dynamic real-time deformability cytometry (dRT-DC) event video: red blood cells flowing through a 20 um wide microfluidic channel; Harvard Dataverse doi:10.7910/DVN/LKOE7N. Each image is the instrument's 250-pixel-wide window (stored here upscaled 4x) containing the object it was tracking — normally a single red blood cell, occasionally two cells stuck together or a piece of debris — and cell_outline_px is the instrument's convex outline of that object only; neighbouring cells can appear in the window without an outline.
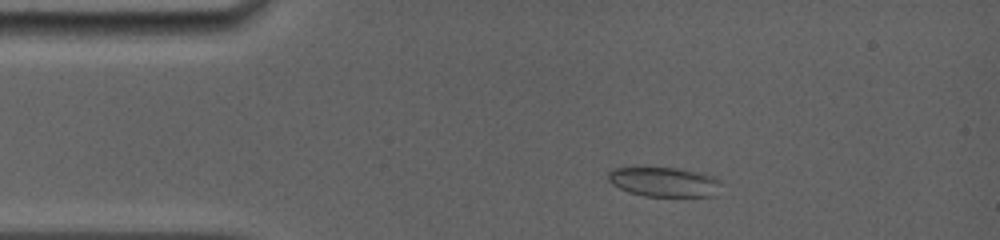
{"species": "common noctule bat (a hibernating species)", "species_latin": "Nyctalus noctula", "temperature_condition": "room temperature", "stored_images_in_passage": 40, "camera_frame_rate_fps": 5000, "um_per_image_px": 0.085, "animal": {"sex": "female", "body_mass_g": 19.0, "forearm_length_mm": 56.7}, "frame": {"image": 1, "passage_image": 5, "time_ms": 1.4, "image_size_px": [1000, 240], "cell_outline_px": [[720, 184], [716, 196], [644, 196], [628, 192], [612, 184], [608, 180], [608, 172], [612, 168], [676, 168], [704, 172], [720, 180]], "centroid_in_image_um": [56.47, 15.46], "position_along_channel_um": 28.5, "area_um2": 19.54}}
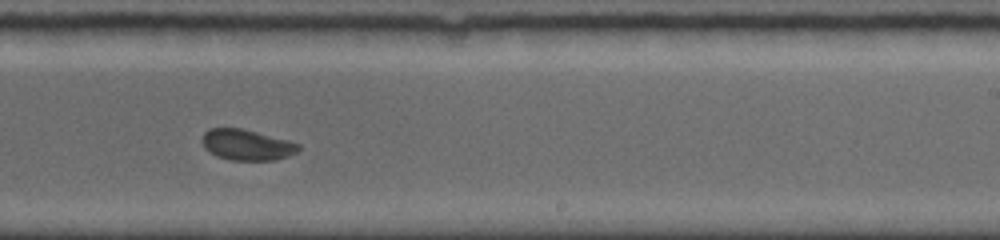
{"frame": {"image": 2, "passage_image": 26, "time_ms": 8.6, "image_size_px": [1000, 240], "cell_outline_px": [[300, 148], [296, 152], [288, 156], [276, 160], [232, 160], [216, 156], [204, 148], [200, 140], [204, 132], [208, 128], [240, 128], [288, 140], [300, 144]], "centroid_in_image_um": [20.94, 12.31], "position_along_channel_um": 268.1, "area_um2": 17.34}}
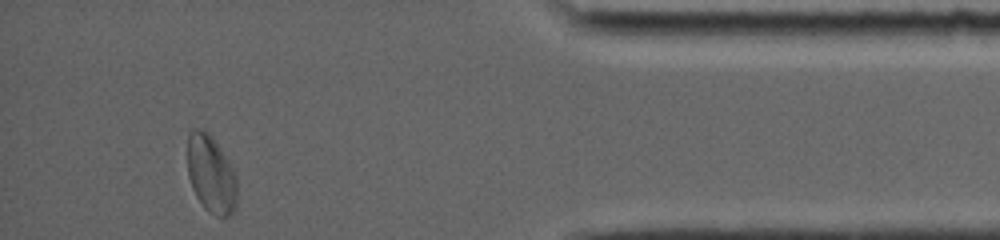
{"frame": {"image": 3, "passage_image": 40, "time_ms": 13.2, "image_size_px": [1000, 240], "cell_outline_px": [[236, 208], [228, 216], [216, 216], [208, 212], [204, 208], [196, 196], [192, 188], [188, 176], [188, 132], [196, 128], [204, 128], [212, 136], [236, 176]], "centroid_in_image_um": [17.91, 14.81], "position_along_channel_um": 417.3, "area_um2": 22.31}, "authors_computed_cell_mechanics": {"area_um2": 18.3804, "velocity_mm_per_s": 3.9333, "shape_relaxation_time_tau1_ms": 4.7222, "shape_relaxation_time_tau2_ms": null, "deformation_change_tau1": 0.0915, "deformation_change_tau2": null}}